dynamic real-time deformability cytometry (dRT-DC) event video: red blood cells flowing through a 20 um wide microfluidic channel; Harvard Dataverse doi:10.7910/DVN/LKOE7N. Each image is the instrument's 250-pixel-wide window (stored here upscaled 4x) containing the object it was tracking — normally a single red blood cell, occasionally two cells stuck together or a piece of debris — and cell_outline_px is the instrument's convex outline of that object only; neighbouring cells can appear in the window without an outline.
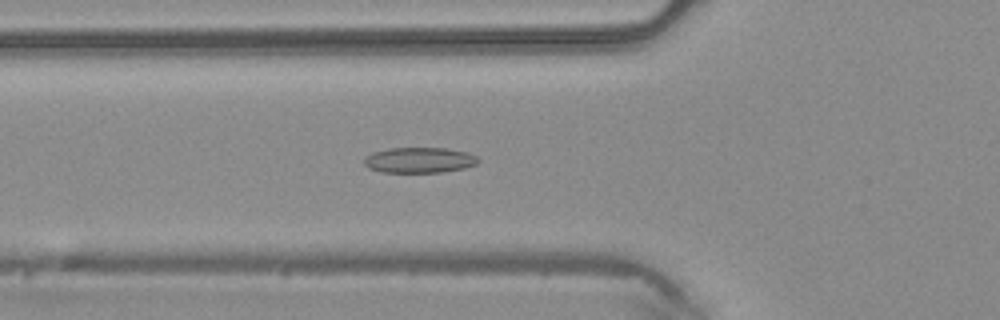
{"species": "common noctule bat (a hibernating species)", "species_latin": "Nyctalus noctula", "temperature_condition": "warm", "stored_images_in_passage": 46, "camera_frame_rate_fps": 3000, "um_per_image_px": 0.085, "animal": {"sex": "male", "body_mass_g": 20.4}, "frame": {"image": 1, "passage_image": 16, "time_ms": 5.0, "image_size_px": [1000, 320], "cell_outline_px": [[480, 160], [476, 164], [464, 168], [440, 172], [384, 172], [368, 168], [364, 164], [364, 156], [372, 152], [388, 148], [448, 148], [468, 152], [476, 156]], "centroid_in_image_um": [35.63, 13.6], "position_along_channel_um": 90.2, "area_um2": 17.05}}
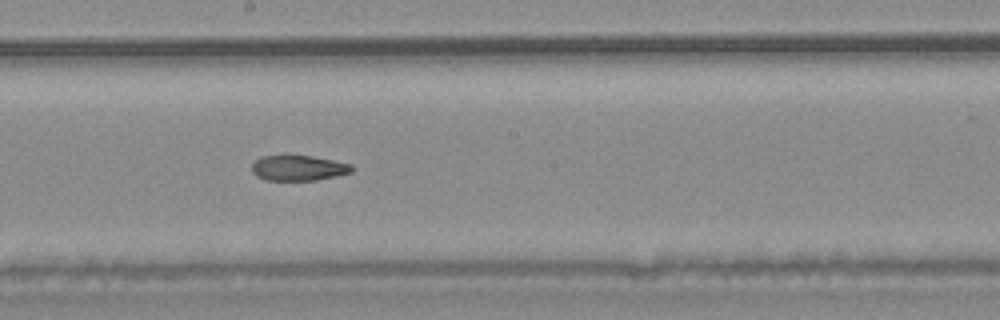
{"frame": {"image": 2, "passage_image": 25, "time_ms": 8.0, "image_size_px": [1000, 320], "cell_outline_px": [[352, 172], [336, 176], [316, 180], [264, 180], [256, 176], [252, 172], [252, 164], [260, 156], [284, 152], [288, 152], [312, 156], [352, 164]], "centroid_in_image_um": [25.29, 14.23], "position_along_channel_um": 222.9, "area_um2": 15.49}}
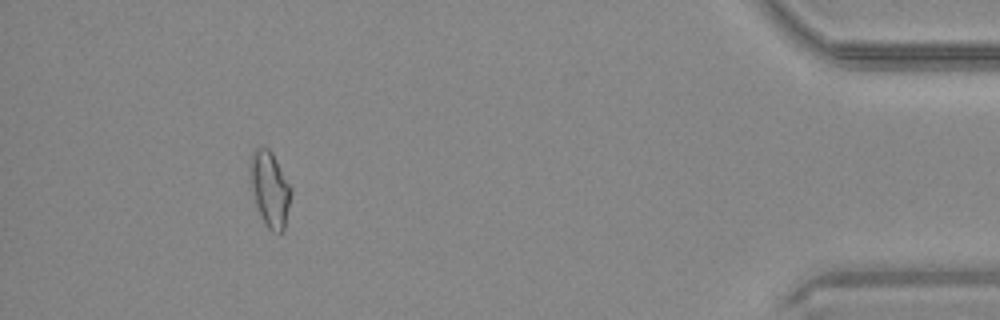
{"frame": {"image": 3, "passage_image": 42, "time_ms": 13.667, "image_size_px": [1000, 320], "cell_outline_px": [[292, 192], [284, 228], [280, 232], [272, 232], [264, 224], [260, 216], [256, 204], [248, 172], [248, 168], [252, 152], [256, 148], [268, 148], [272, 152], [292, 188]], "centroid_in_image_um": [22.92, 16.05], "position_along_channel_um": 412.3, "area_um2": 17.98}}